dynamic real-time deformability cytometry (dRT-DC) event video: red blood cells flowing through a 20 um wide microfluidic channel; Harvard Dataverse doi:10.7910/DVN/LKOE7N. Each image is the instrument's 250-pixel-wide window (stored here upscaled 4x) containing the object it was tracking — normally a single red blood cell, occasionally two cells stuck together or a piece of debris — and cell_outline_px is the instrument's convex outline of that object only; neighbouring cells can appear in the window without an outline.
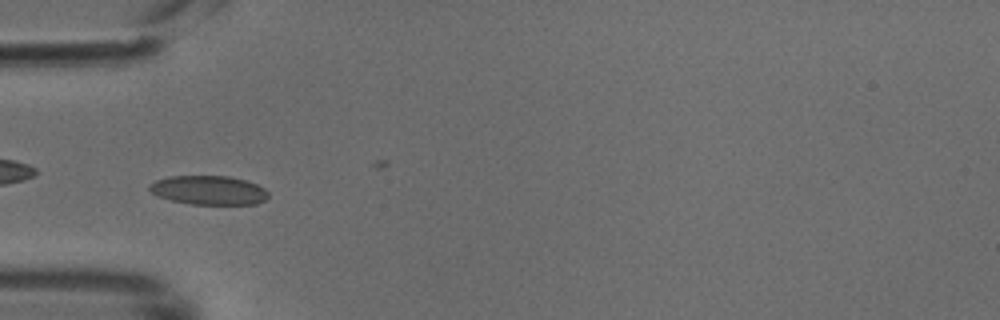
{"species": "common noctule bat (a hibernating species)", "species_latin": "Nyctalus noctula", "temperature_condition": "cold", "stored_images_in_passage": 36, "camera_frame_rate_fps": 3000, "um_per_image_px": 0.085, "animal": {"sex": "male", "body_mass_g": 18.8}, "frame": {"image": 1, "passage_image": 2, "time_ms": 0.333, "image_size_px": [1000, 320], "cell_outline_px": [[268, 196], [264, 200], [256, 204], [188, 204], [172, 200], [160, 196], [152, 192], [148, 188], [148, 184], [156, 180], [168, 176], [228, 176], [244, 180], [256, 184], [264, 188], [268, 192]], "centroid_in_image_um": [17.73, 16.16], "position_along_channel_um": 67.3, "area_um2": 20.0}}
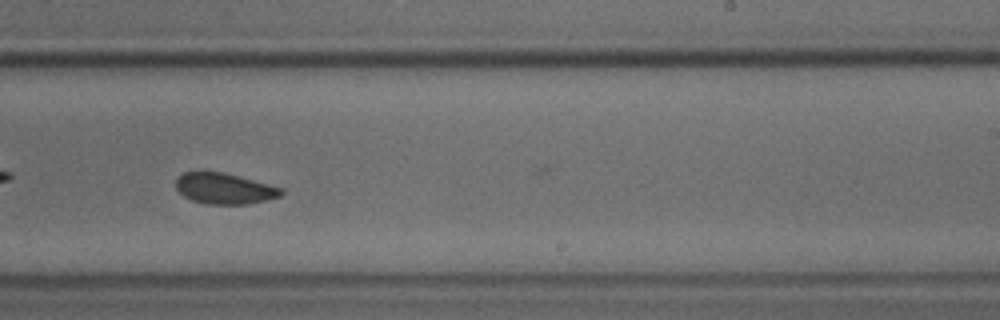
{"frame": {"image": 2, "passage_image": 17, "time_ms": 5.333, "image_size_px": [1000, 320], "cell_outline_px": [[284, 192], [280, 196], [248, 204], [204, 204], [192, 200], [184, 196], [176, 188], [176, 180], [184, 172], [224, 172], [284, 188]], "centroid_in_image_um": [19.09, 16.03], "position_along_channel_um": 269.9, "area_um2": 18.84}}
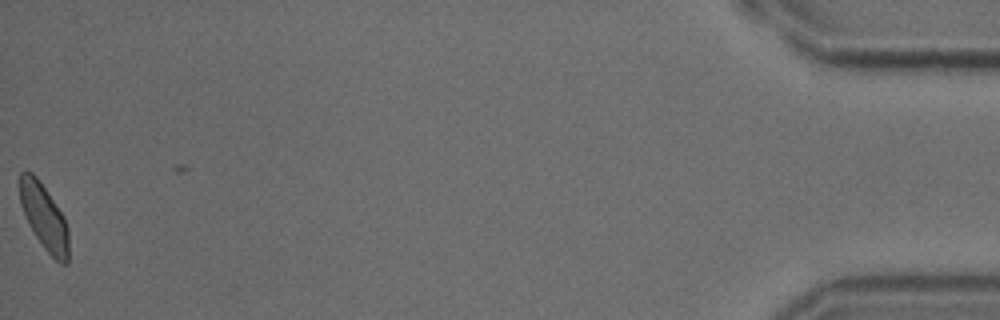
{"frame": {"image": 3, "passage_image": 36, "time_ms": 11.667, "image_size_px": [1000, 320], "cell_outline_px": [[68, 264], [60, 264], [44, 248], [28, 224], [20, 204], [20, 172], [32, 172], [36, 176], [64, 216], [68, 228]], "centroid_in_image_um": [3.76, 18.47], "position_along_channel_um": 431.4, "area_um2": 18.5}}